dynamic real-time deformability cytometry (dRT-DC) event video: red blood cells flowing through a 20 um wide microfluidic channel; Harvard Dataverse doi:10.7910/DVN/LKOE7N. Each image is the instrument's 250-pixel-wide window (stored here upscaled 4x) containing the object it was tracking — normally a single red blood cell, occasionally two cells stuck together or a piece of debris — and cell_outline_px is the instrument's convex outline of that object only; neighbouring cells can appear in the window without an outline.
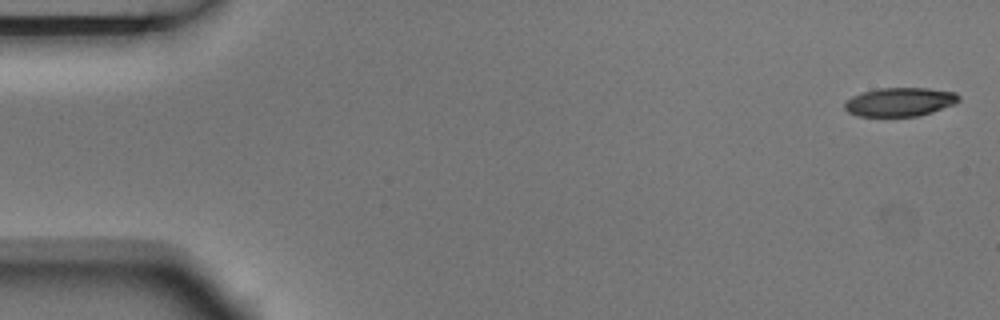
{"species": "Egyptian fruit bat (a non-hibernating species)", "species_latin": "Rousettus aegyptiacus", "temperature_condition": "room temperature", "stored_images_in_passage": 4, "camera_frame_rate_fps": 3000, "um_per_image_px": 0.085, "animal": {"sex": "male"}, "frame": {"image": 1, "passage_image": 1, "time_ms": 0.0, "image_size_px": [1000, 320], "cell_outline_px": [[960, 100], [956, 104], [920, 116], [856, 116], [848, 112], [844, 108], [844, 104], [852, 96], [860, 92], [880, 88], [928, 88], [956, 92], [960, 96]], "centroid_in_image_um": [76.51, 8.66], "position_along_channel_um": 8.5, "area_um2": 19.31}}
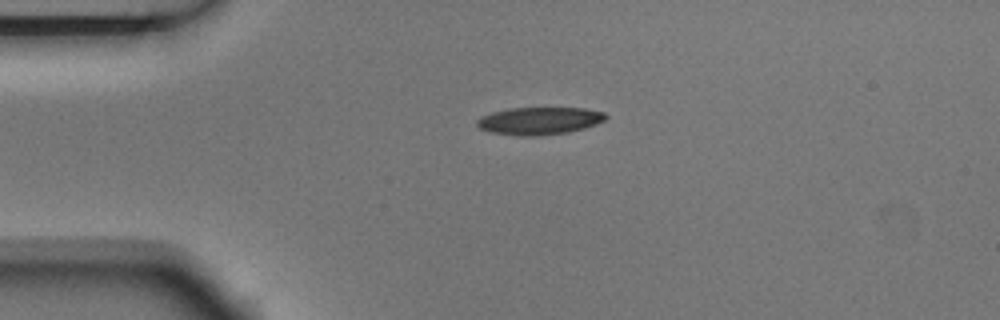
{"frame": {"image": 2, "passage_image": 4, "time_ms": 1.0, "image_size_px": [1000, 320], "cell_outline_px": [[608, 116], [604, 120], [596, 124], [584, 128], [568, 132], [536, 136], [520, 136], [488, 132], [480, 128], [476, 124], [476, 120], [480, 116], [492, 112], [508, 108], [584, 108], [604, 112]], "centroid_in_image_um": [45.81, 10.27], "position_along_channel_um": 39.2, "area_um2": 20.75}}